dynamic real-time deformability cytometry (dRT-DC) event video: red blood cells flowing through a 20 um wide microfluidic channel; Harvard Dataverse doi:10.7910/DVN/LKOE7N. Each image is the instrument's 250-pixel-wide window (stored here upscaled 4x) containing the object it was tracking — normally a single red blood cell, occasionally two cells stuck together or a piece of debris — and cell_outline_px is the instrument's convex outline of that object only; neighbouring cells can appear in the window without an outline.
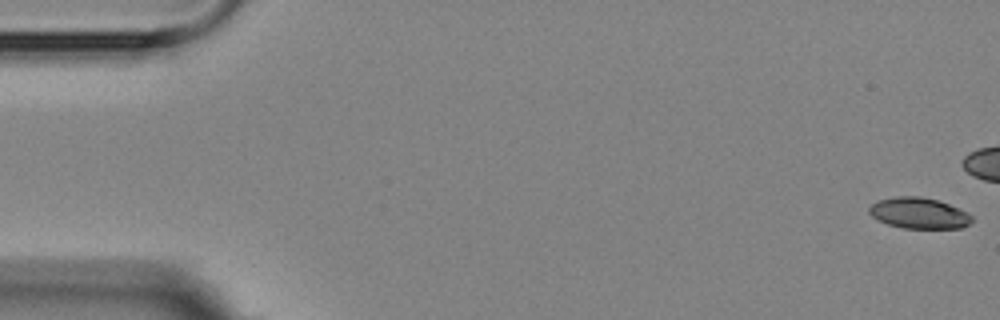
{"species": "Egyptian fruit bat (a non-hibernating species)", "species_latin": "Rousettus aegyptiacus", "temperature_condition": "room temperature", "stored_images_in_passage": 3, "camera_frame_rate_fps": 3000, "um_per_image_px": 0.085, "animal": {"sex": "female"}, "frame": {"image": 1, "passage_image": 1, "time_ms": 0.0, "image_size_px": [1000, 320], "cell_outline_px": [[972, 220], [968, 224], [960, 228], [904, 228], [888, 224], [872, 216], [868, 212], [868, 208], [876, 200], [896, 196], [920, 196], [940, 200], [968, 212], [972, 216]], "centroid_in_image_um": [78.11, 18.1], "position_along_channel_um": 6.9, "area_um2": 18.61}}